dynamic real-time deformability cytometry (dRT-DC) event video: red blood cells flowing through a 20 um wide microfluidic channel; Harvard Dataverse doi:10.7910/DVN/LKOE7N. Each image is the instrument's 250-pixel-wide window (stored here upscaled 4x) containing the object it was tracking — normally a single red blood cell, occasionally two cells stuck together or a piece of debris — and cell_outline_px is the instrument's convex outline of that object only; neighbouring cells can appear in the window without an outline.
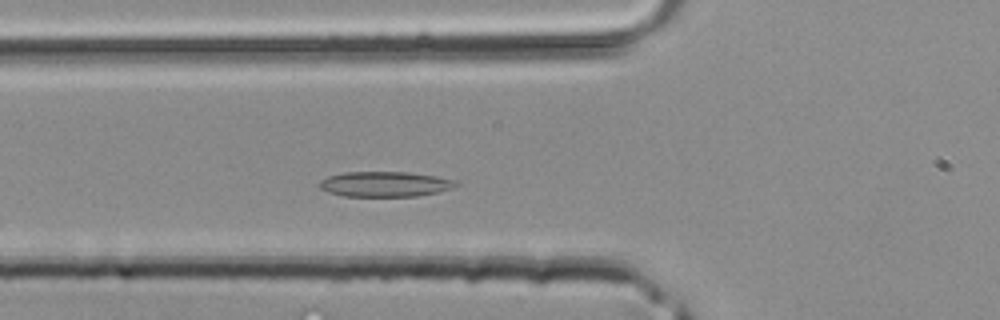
{"species": "common noctule bat (a hibernating species)", "species_latin": "Nyctalus noctula", "temperature_condition": "room temperature", "stored_images_in_passage": 34, "camera_frame_rate_fps": 3000, "um_per_image_px": 0.085, "animal": {"sex": "male", "body_mass_g": 20.4}, "frame": {"image": 1, "passage_image": 8, "time_ms": 2.333, "image_size_px": [1000, 320], "cell_outline_px": [[460, 184], [452, 188], [440, 192], [416, 196], [344, 196], [328, 192], [320, 188], [316, 184], [320, 180], [328, 176], [344, 172], [408, 172], [436, 176], [456, 180]], "centroid_in_image_um": [32.72, 15.65], "position_along_channel_um": 93.1, "area_um2": 20.23}}
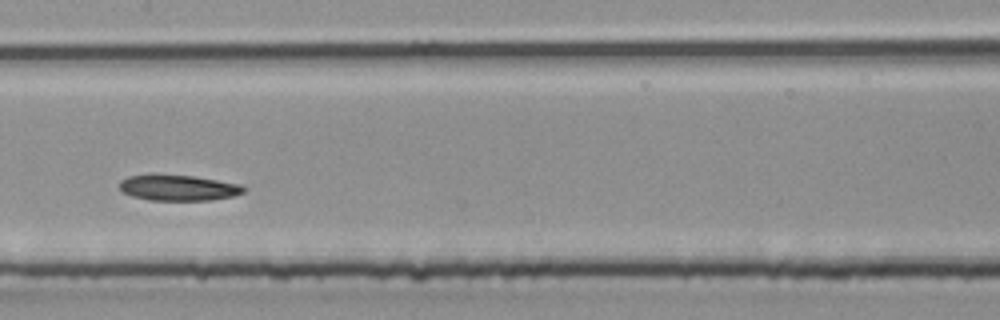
{"frame": {"image": 2, "passage_image": 14, "time_ms": 4.333, "image_size_px": [1000, 320], "cell_outline_px": [[248, 188], [244, 192], [232, 196], [212, 200], [148, 200], [132, 196], [120, 192], [120, 180], [128, 176], [152, 172], [196, 176], [240, 184]], "centroid_in_image_um": [15.1, 15.92], "position_along_channel_um": 192.3, "area_um2": 19.36}}
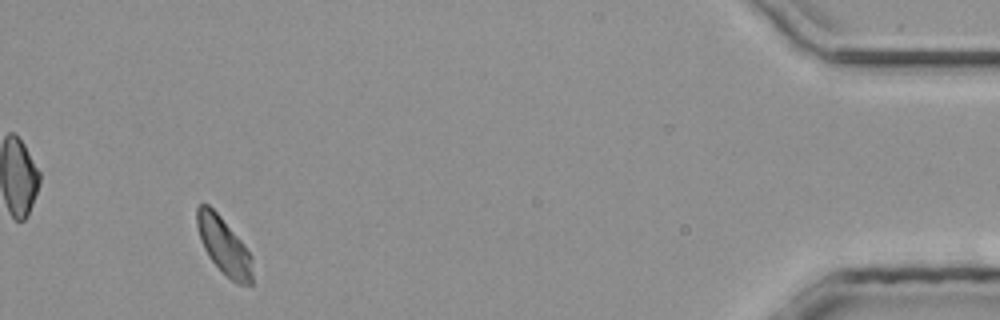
{"frame": {"image": 3, "passage_image": 32, "time_ms": 10.333, "image_size_px": [1000, 320], "cell_outline_px": [[252, 284], [236, 284], [208, 256], [200, 240], [196, 224], [196, 208], [200, 204], [208, 204], [220, 216], [244, 244], [252, 256]], "centroid_in_image_um": [19.02, 20.88], "position_along_channel_um": 416.2, "area_um2": 18.21}}